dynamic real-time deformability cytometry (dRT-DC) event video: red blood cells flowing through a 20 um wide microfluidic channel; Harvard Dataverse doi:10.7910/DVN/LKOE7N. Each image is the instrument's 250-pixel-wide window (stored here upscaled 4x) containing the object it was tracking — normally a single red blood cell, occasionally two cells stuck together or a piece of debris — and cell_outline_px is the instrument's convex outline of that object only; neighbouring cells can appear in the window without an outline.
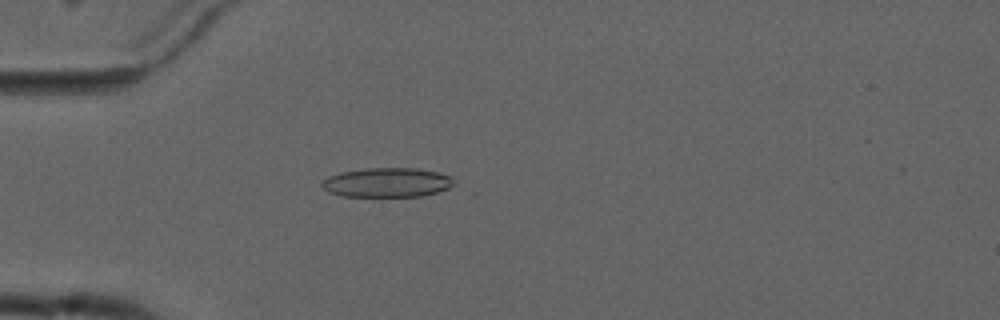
{"species": "common noctule bat (a hibernating species)", "species_latin": "Nyctalus noctula", "temperature_condition": "cold", "stored_images_in_passage": 4, "camera_frame_rate_fps": 3000, "um_per_image_px": 0.085, "animal": {"sex": "male", "forearm_length_mm": 52.5}, "frame": {"image": 1, "passage_image": 4, "time_ms": 3.333, "image_size_px": [1000, 320], "cell_outline_px": [[456, 184], [448, 188], [436, 192], [420, 196], [340, 196], [328, 192], [320, 184], [328, 176], [340, 172], [364, 168], [416, 168], [436, 172], [452, 176], [456, 180]], "centroid_in_image_um": [32.91, 15.5], "position_along_channel_um": 52.1, "area_um2": 22.72}}